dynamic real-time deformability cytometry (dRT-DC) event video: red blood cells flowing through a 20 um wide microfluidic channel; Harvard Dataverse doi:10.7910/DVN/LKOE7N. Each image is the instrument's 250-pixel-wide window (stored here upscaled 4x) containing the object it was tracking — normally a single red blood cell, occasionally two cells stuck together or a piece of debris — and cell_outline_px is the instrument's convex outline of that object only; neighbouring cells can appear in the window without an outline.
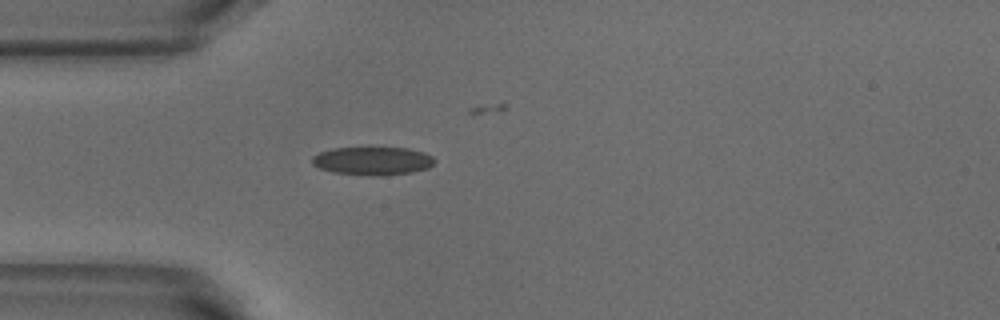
{"species": "common noctule bat (a hibernating species)", "species_latin": "Nyctalus noctula", "temperature_condition": "warm", "stored_images_in_passage": 5, "camera_frame_rate_fps": 3000, "um_per_image_px": 0.085, "animal": {"sex": "male", "body_mass_g": 18.8}, "frame": {"image": 1, "passage_image": 1, "time_ms": 0.0, "image_size_px": [1000, 320], "cell_outline_px": [[436, 160], [428, 168], [412, 172], [380, 176], [372, 176], [332, 172], [320, 168], [312, 164], [312, 156], [320, 152], [332, 148], [368, 144], [408, 148], [424, 152], [432, 156]], "centroid_in_image_um": [31.66, 13.62], "position_along_channel_um": 53.3, "area_um2": 21.27}}